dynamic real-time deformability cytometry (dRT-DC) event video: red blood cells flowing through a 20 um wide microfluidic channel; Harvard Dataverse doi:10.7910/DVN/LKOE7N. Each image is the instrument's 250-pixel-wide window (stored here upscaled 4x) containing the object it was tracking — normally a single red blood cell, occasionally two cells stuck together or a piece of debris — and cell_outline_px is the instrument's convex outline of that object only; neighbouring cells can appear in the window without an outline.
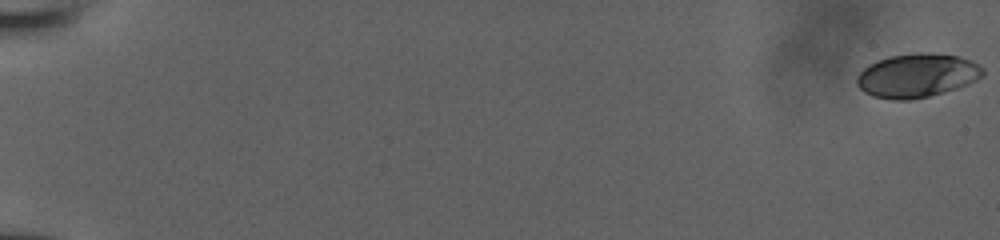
{"species": "human", "species_latin": "Homo sapiens", "temperature_condition": "room temperature", "stored_images_in_passage": 9, "camera_frame_rate_fps": 3000, "um_per_image_px": 0.085, "donor": {"sex": "male"}, "frame": {"image": 1, "passage_image": 1, "time_ms": 0.0, "image_size_px": [1000, 240], "cell_outline_px": [[984, 76], [968, 84], [956, 88], [928, 96], [908, 100], [892, 100], [872, 96], [864, 92], [856, 84], [856, 76], [868, 64], [876, 60], [888, 56], [916, 52], [928, 52], [960, 56], [972, 60], [980, 64], [984, 68]], "centroid_in_image_um": [77.95, 6.4], "position_along_channel_um": 7.1, "area_um2": 32.6}}